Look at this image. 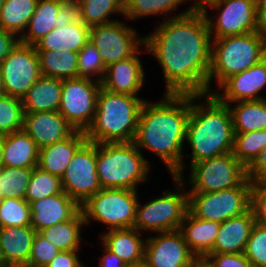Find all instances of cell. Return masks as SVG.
Returning <instances> with one entry per match:
<instances>
[{
    "mask_svg": "<svg viewBox=\"0 0 266 267\" xmlns=\"http://www.w3.org/2000/svg\"><path fill=\"white\" fill-rule=\"evenodd\" d=\"M156 26L144 45L162 68L164 93H208L212 37L204 13L192 10Z\"/></svg>",
    "mask_w": 266,
    "mask_h": 267,
    "instance_id": "6da1fadb",
    "label": "cell"
},
{
    "mask_svg": "<svg viewBox=\"0 0 266 267\" xmlns=\"http://www.w3.org/2000/svg\"><path fill=\"white\" fill-rule=\"evenodd\" d=\"M189 116L190 94L170 93L158 102L145 100L139 114L133 143L141 152L146 149L157 155L171 176H185L183 148Z\"/></svg>",
    "mask_w": 266,
    "mask_h": 267,
    "instance_id": "7a4b0ae2",
    "label": "cell"
},
{
    "mask_svg": "<svg viewBox=\"0 0 266 267\" xmlns=\"http://www.w3.org/2000/svg\"><path fill=\"white\" fill-rule=\"evenodd\" d=\"M200 99H204V102ZM186 141L191 148V154L183 155L191 158L188 166L231 153L234 145V129L228 105L211 93L190 94Z\"/></svg>",
    "mask_w": 266,
    "mask_h": 267,
    "instance_id": "3957f363",
    "label": "cell"
},
{
    "mask_svg": "<svg viewBox=\"0 0 266 267\" xmlns=\"http://www.w3.org/2000/svg\"><path fill=\"white\" fill-rule=\"evenodd\" d=\"M146 99L110 92L101 87L87 141L94 143H131L134 141L139 114Z\"/></svg>",
    "mask_w": 266,
    "mask_h": 267,
    "instance_id": "277c9868",
    "label": "cell"
},
{
    "mask_svg": "<svg viewBox=\"0 0 266 267\" xmlns=\"http://www.w3.org/2000/svg\"><path fill=\"white\" fill-rule=\"evenodd\" d=\"M150 169V162L133 142L97 143L96 170L104 189L138 191V184L149 181Z\"/></svg>",
    "mask_w": 266,
    "mask_h": 267,
    "instance_id": "5b68a950",
    "label": "cell"
},
{
    "mask_svg": "<svg viewBox=\"0 0 266 267\" xmlns=\"http://www.w3.org/2000/svg\"><path fill=\"white\" fill-rule=\"evenodd\" d=\"M266 33L254 31L245 35L212 38L208 93L211 82L219 87L227 78L239 74L264 58ZM217 81V82H216Z\"/></svg>",
    "mask_w": 266,
    "mask_h": 267,
    "instance_id": "8992f818",
    "label": "cell"
},
{
    "mask_svg": "<svg viewBox=\"0 0 266 267\" xmlns=\"http://www.w3.org/2000/svg\"><path fill=\"white\" fill-rule=\"evenodd\" d=\"M175 191L164 190L163 195L143 205L138 200L134 228L140 233H160L180 228L188 211V191L184 180L171 176Z\"/></svg>",
    "mask_w": 266,
    "mask_h": 267,
    "instance_id": "52a82bcc",
    "label": "cell"
},
{
    "mask_svg": "<svg viewBox=\"0 0 266 267\" xmlns=\"http://www.w3.org/2000/svg\"><path fill=\"white\" fill-rule=\"evenodd\" d=\"M138 199L136 190L102 188L80 208L87 225L96 220L108 226L107 230L131 228L134 227Z\"/></svg>",
    "mask_w": 266,
    "mask_h": 267,
    "instance_id": "ba28073f",
    "label": "cell"
},
{
    "mask_svg": "<svg viewBox=\"0 0 266 267\" xmlns=\"http://www.w3.org/2000/svg\"><path fill=\"white\" fill-rule=\"evenodd\" d=\"M253 186L247 178L237 187L211 193H188V209L197 218L218 223L239 217L251 207Z\"/></svg>",
    "mask_w": 266,
    "mask_h": 267,
    "instance_id": "9c48e42d",
    "label": "cell"
},
{
    "mask_svg": "<svg viewBox=\"0 0 266 267\" xmlns=\"http://www.w3.org/2000/svg\"><path fill=\"white\" fill-rule=\"evenodd\" d=\"M188 193H211L240 186L247 179V169L233 153L202 160L189 166ZM188 181V182H187Z\"/></svg>",
    "mask_w": 266,
    "mask_h": 267,
    "instance_id": "30bf717a",
    "label": "cell"
},
{
    "mask_svg": "<svg viewBox=\"0 0 266 267\" xmlns=\"http://www.w3.org/2000/svg\"><path fill=\"white\" fill-rule=\"evenodd\" d=\"M209 8L219 12L216 11L217 13L211 16ZM202 12L206 17L212 38L239 36L260 31L257 23L256 0H217L207 5Z\"/></svg>",
    "mask_w": 266,
    "mask_h": 267,
    "instance_id": "8fae6325",
    "label": "cell"
},
{
    "mask_svg": "<svg viewBox=\"0 0 266 267\" xmlns=\"http://www.w3.org/2000/svg\"><path fill=\"white\" fill-rule=\"evenodd\" d=\"M101 82L90 78L64 79L59 112L79 131L92 125Z\"/></svg>",
    "mask_w": 266,
    "mask_h": 267,
    "instance_id": "7c38bea8",
    "label": "cell"
},
{
    "mask_svg": "<svg viewBox=\"0 0 266 267\" xmlns=\"http://www.w3.org/2000/svg\"><path fill=\"white\" fill-rule=\"evenodd\" d=\"M97 143L85 141L74 153L61 177L63 191L82 205L102 189L96 170Z\"/></svg>",
    "mask_w": 266,
    "mask_h": 267,
    "instance_id": "4fadbf2b",
    "label": "cell"
},
{
    "mask_svg": "<svg viewBox=\"0 0 266 267\" xmlns=\"http://www.w3.org/2000/svg\"><path fill=\"white\" fill-rule=\"evenodd\" d=\"M127 22L115 20L90 27V41L98 49L105 66L133 56L145 47L144 36Z\"/></svg>",
    "mask_w": 266,
    "mask_h": 267,
    "instance_id": "5bb4252c",
    "label": "cell"
},
{
    "mask_svg": "<svg viewBox=\"0 0 266 267\" xmlns=\"http://www.w3.org/2000/svg\"><path fill=\"white\" fill-rule=\"evenodd\" d=\"M0 65L6 95L21 99L42 76L36 48L21 42Z\"/></svg>",
    "mask_w": 266,
    "mask_h": 267,
    "instance_id": "9a60e30c",
    "label": "cell"
},
{
    "mask_svg": "<svg viewBox=\"0 0 266 267\" xmlns=\"http://www.w3.org/2000/svg\"><path fill=\"white\" fill-rule=\"evenodd\" d=\"M156 234L146 238L144 262L149 267H195L197 257L179 229Z\"/></svg>",
    "mask_w": 266,
    "mask_h": 267,
    "instance_id": "2e32d148",
    "label": "cell"
},
{
    "mask_svg": "<svg viewBox=\"0 0 266 267\" xmlns=\"http://www.w3.org/2000/svg\"><path fill=\"white\" fill-rule=\"evenodd\" d=\"M219 88L221 90H212V94L227 105L232 102L266 99V96L260 94L266 88V61L262 59L247 70L227 78Z\"/></svg>",
    "mask_w": 266,
    "mask_h": 267,
    "instance_id": "e0dca14e",
    "label": "cell"
},
{
    "mask_svg": "<svg viewBox=\"0 0 266 267\" xmlns=\"http://www.w3.org/2000/svg\"><path fill=\"white\" fill-rule=\"evenodd\" d=\"M23 130L39 149L65 140L76 131L59 111L24 112Z\"/></svg>",
    "mask_w": 266,
    "mask_h": 267,
    "instance_id": "ac0fdd59",
    "label": "cell"
},
{
    "mask_svg": "<svg viewBox=\"0 0 266 267\" xmlns=\"http://www.w3.org/2000/svg\"><path fill=\"white\" fill-rule=\"evenodd\" d=\"M141 48L131 57L106 67L101 87L114 93L138 96L145 85Z\"/></svg>",
    "mask_w": 266,
    "mask_h": 267,
    "instance_id": "d6986e66",
    "label": "cell"
},
{
    "mask_svg": "<svg viewBox=\"0 0 266 267\" xmlns=\"http://www.w3.org/2000/svg\"><path fill=\"white\" fill-rule=\"evenodd\" d=\"M80 209V205L64 191L47 196L30 203L31 226L39 233L54 224L70 220Z\"/></svg>",
    "mask_w": 266,
    "mask_h": 267,
    "instance_id": "ffe728a7",
    "label": "cell"
},
{
    "mask_svg": "<svg viewBox=\"0 0 266 267\" xmlns=\"http://www.w3.org/2000/svg\"><path fill=\"white\" fill-rule=\"evenodd\" d=\"M255 224L251 208L239 217L223 221L210 253H244Z\"/></svg>",
    "mask_w": 266,
    "mask_h": 267,
    "instance_id": "44dd1931",
    "label": "cell"
},
{
    "mask_svg": "<svg viewBox=\"0 0 266 267\" xmlns=\"http://www.w3.org/2000/svg\"><path fill=\"white\" fill-rule=\"evenodd\" d=\"M142 234L134 227L110 229L102 232L100 240L129 266L144 261L146 238Z\"/></svg>",
    "mask_w": 266,
    "mask_h": 267,
    "instance_id": "7402d4cb",
    "label": "cell"
},
{
    "mask_svg": "<svg viewBox=\"0 0 266 267\" xmlns=\"http://www.w3.org/2000/svg\"><path fill=\"white\" fill-rule=\"evenodd\" d=\"M220 224L197 218L188 209L179 230L190 251L197 258H205L214 247Z\"/></svg>",
    "mask_w": 266,
    "mask_h": 267,
    "instance_id": "603a6c76",
    "label": "cell"
},
{
    "mask_svg": "<svg viewBox=\"0 0 266 267\" xmlns=\"http://www.w3.org/2000/svg\"><path fill=\"white\" fill-rule=\"evenodd\" d=\"M86 140V133L76 130L65 140L39 149L37 167L61 178L74 153Z\"/></svg>",
    "mask_w": 266,
    "mask_h": 267,
    "instance_id": "cb8c5ba5",
    "label": "cell"
},
{
    "mask_svg": "<svg viewBox=\"0 0 266 267\" xmlns=\"http://www.w3.org/2000/svg\"><path fill=\"white\" fill-rule=\"evenodd\" d=\"M90 41V27L80 19L64 27L54 28L49 34L38 41L36 51L79 52Z\"/></svg>",
    "mask_w": 266,
    "mask_h": 267,
    "instance_id": "d4e9b609",
    "label": "cell"
},
{
    "mask_svg": "<svg viewBox=\"0 0 266 267\" xmlns=\"http://www.w3.org/2000/svg\"><path fill=\"white\" fill-rule=\"evenodd\" d=\"M36 230L32 226L0 228V246L6 265L28 267Z\"/></svg>",
    "mask_w": 266,
    "mask_h": 267,
    "instance_id": "484cf974",
    "label": "cell"
},
{
    "mask_svg": "<svg viewBox=\"0 0 266 267\" xmlns=\"http://www.w3.org/2000/svg\"><path fill=\"white\" fill-rule=\"evenodd\" d=\"M2 158L4 167L35 168L38 166L39 148L24 130H20L3 135Z\"/></svg>",
    "mask_w": 266,
    "mask_h": 267,
    "instance_id": "4316f807",
    "label": "cell"
},
{
    "mask_svg": "<svg viewBox=\"0 0 266 267\" xmlns=\"http://www.w3.org/2000/svg\"><path fill=\"white\" fill-rule=\"evenodd\" d=\"M63 80L41 76L22 98L24 112L58 111Z\"/></svg>",
    "mask_w": 266,
    "mask_h": 267,
    "instance_id": "83f0119b",
    "label": "cell"
},
{
    "mask_svg": "<svg viewBox=\"0 0 266 267\" xmlns=\"http://www.w3.org/2000/svg\"><path fill=\"white\" fill-rule=\"evenodd\" d=\"M60 5L61 0H38L36 10L20 37V42L34 46L54 28H58Z\"/></svg>",
    "mask_w": 266,
    "mask_h": 267,
    "instance_id": "f1b7e54d",
    "label": "cell"
},
{
    "mask_svg": "<svg viewBox=\"0 0 266 267\" xmlns=\"http://www.w3.org/2000/svg\"><path fill=\"white\" fill-rule=\"evenodd\" d=\"M231 104H228V107L232 116L234 133L266 130V99Z\"/></svg>",
    "mask_w": 266,
    "mask_h": 267,
    "instance_id": "f546056e",
    "label": "cell"
},
{
    "mask_svg": "<svg viewBox=\"0 0 266 267\" xmlns=\"http://www.w3.org/2000/svg\"><path fill=\"white\" fill-rule=\"evenodd\" d=\"M86 225L81 209L70 219L54 224L39 233L59 250H80L82 227Z\"/></svg>",
    "mask_w": 266,
    "mask_h": 267,
    "instance_id": "4dcf8cb0",
    "label": "cell"
},
{
    "mask_svg": "<svg viewBox=\"0 0 266 267\" xmlns=\"http://www.w3.org/2000/svg\"><path fill=\"white\" fill-rule=\"evenodd\" d=\"M42 76L57 79L78 77V53L65 51H37Z\"/></svg>",
    "mask_w": 266,
    "mask_h": 267,
    "instance_id": "1f68e13d",
    "label": "cell"
},
{
    "mask_svg": "<svg viewBox=\"0 0 266 267\" xmlns=\"http://www.w3.org/2000/svg\"><path fill=\"white\" fill-rule=\"evenodd\" d=\"M188 0H124V15L123 18L130 20L141 19L143 17H150L164 14L165 19L180 17L192 11L191 7L187 10L176 13L172 16L173 11H177L180 5ZM169 17L166 18V16Z\"/></svg>",
    "mask_w": 266,
    "mask_h": 267,
    "instance_id": "d6a6232c",
    "label": "cell"
},
{
    "mask_svg": "<svg viewBox=\"0 0 266 267\" xmlns=\"http://www.w3.org/2000/svg\"><path fill=\"white\" fill-rule=\"evenodd\" d=\"M37 3L38 0H5L0 11V28L20 38L36 10Z\"/></svg>",
    "mask_w": 266,
    "mask_h": 267,
    "instance_id": "836d02e7",
    "label": "cell"
},
{
    "mask_svg": "<svg viewBox=\"0 0 266 267\" xmlns=\"http://www.w3.org/2000/svg\"><path fill=\"white\" fill-rule=\"evenodd\" d=\"M79 19L88 27L110 23L117 13L124 15V0H79Z\"/></svg>",
    "mask_w": 266,
    "mask_h": 267,
    "instance_id": "e575fe53",
    "label": "cell"
},
{
    "mask_svg": "<svg viewBox=\"0 0 266 267\" xmlns=\"http://www.w3.org/2000/svg\"><path fill=\"white\" fill-rule=\"evenodd\" d=\"M266 145V130L234 133L233 155L247 169Z\"/></svg>",
    "mask_w": 266,
    "mask_h": 267,
    "instance_id": "d590c367",
    "label": "cell"
},
{
    "mask_svg": "<svg viewBox=\"0 0 266 267\" xmlns=\"http://www.w3.org/2000/svg\"><path fill=\"white\" fill-rule=\"evenodd\" d=\"M34 168H0V190L2 198L25 199L27 187Z\"/></svg>",
    "mask_w": 266,
    "mask_h": 267,
    "instance_id": "8d00e7d4",
    "label": "cell"
},
{
    "mask_svg": "<svg viewBox=\"0 0 266 267\" xmlns=\"http://www.w3.org/2000/svg\"><path fill=\"white\" fill-rule=\"evenodd\" d=\"M63 192L61 178L35 167L30 177L25 200L30 204Z\"/></svg>",
    "mask_w": 266,
    "mask_h": 267,
    "instance_id": "74e56055",
    "label": "cell"
},
{
    "mask_svg": "<svg viewBox=\"0 0 266 267\" xmlns=\"http://www.w3.org/2000/svg\"><path fill=\"white\" fill-rule=\"evenodd\" d=\"M24 109L22 99L10 95L0 97V135L23 130Z\"/></svg>",
    "mask_w": 266,
    "mask_h": 267,
    "instance_id": "f35d334b",
    "label": "cell"
},
{
    "mask_svg": "<svg viewBox=\"0 0 266 267\" xmlns=\"http://www.w3.org/2000/svg\"><path fill=\"white\" fill-rule=\"evenodd\" d=\"M16 226H31L30 204L25 199H2L0 202V228Z\"/></svg>",
    "mask_w": 266,
    "mask_h": 267,
    "instance_id": "ab89813d",
    "label": "cell"
},
{
    "mask_svg": "<svg viewBox=\"0 0 266 267\" xmlns=\"http://www.w3.org/2000/svg\"><path fill=\"white\" fill-rule=\"evenodd\" d=\"M105 70L106 66L98 49L89 41L78 52V77L90 78L101 82L105 75Z\"/></svg>",
    "mask_w": 266,
    "mask_h": 267,
    "instance_id": "60d3db41",
    "label": "cell"
},
{
    "mask_svg": "<svg viewBox=\"0 0 266 267\" xmlns=\"http://www.w3.org/2000/svg\"><path fill=\"white\" fill-rule=\"evenodd\" d=\"M252 267H266V228L255 224L244 252Z\"/></svg>",
    "mask_w": 266,
    "mask_h": 267,
    "instance_id": "b9f144b4",
    "label": "cell"
},
{
    "mask_svg": "<svg viewBox=\"0 0 266 267\" xmlns=\"http://www.w3.org/2000/svg\"><path fill=\"white\" fill-rule=\"evenodd\" d=\"M60 251L37 232L33 238L28 267H46Z\"/></svg>",
    "mask_w": 266,
    "mask_h": 267,
    "instance_id": "7bdbcfd3",
    "label": "cell"
},
{
    "mask_svg": "<svg viewBox=\"0 0 266 267\" xmlns=\"http://www.w3.org/2000/svg\"><path fill=\"white\" fill-rule=\"evenodd\" d=\"M255 223L266 228V183L253 186L251 192V207Z\"/></svg>",
    "mask_w": 266,
    "mask_h": 267,
    "instance_id": "ee69618b",
    "label": "cell"
},
{
    "mask_svg": "<svg viewBox=\"0 0 266 267\" xmlns=\"http://www.w3.org/2000/svg\"><path fill=\"white\" fill-rule=\"evenodd\" d=\"M205 258L214 267H252L244 253H209Z\"/></svg>",
    "mask_w": 266,
    "mask_h": 267,
    "instance_id": "f6af8a7d",
    "label": "cell"
},
{
    "mask_svg": "<svg viewBox=\"0 0 266 267\" xmlns=\"http://www.w3.org/2000/svg\"><path fill=\"white\" fill-rule=\"evenodd\" d=\"M247 178L254 184L266 183V145L247 168Z\"/></svg>",
    "mask_w": 266,
    "mask_h": 267,
    "instance_id": "bcb514c9",
    "label": "cell"
},
{
    "mask_svg": "<svg viewBox=\"0 0 266 267\" xmlns=\"http://www.w3.org/2000/svg\"><path fill=\"white\" fill-rule=\"evenodd\" d=\"M79 250L60 251L46 267H88L80 261Z\"/></svg>",
    "mask_w": 266,
    "mask_h": 267,
    "instance_id": "7dc6e473",
    "label": "cell"
},
{
    "mask_svg": "<svg viewBox=\"0 0 266 267\" xmlns=\"http://www.w3.org/2000/svg\"><path fill=\"white\" fill-rule=\"evenodd\" d=\"M59 27H64L79 20L78 1H62L58 11Z\"/></svg>",
    "mask_w": 266,
    "mask_h": 267,
    "instance_id": "c3c4849f",
    "label": "cell"
},
{
    "mask_svg": "<svg viewBox=\"0 0 266 267\" xmlns=\"http://www.w3.org/2000/svg\"><path fill=\"white\" fill-rule=\"evenodd\" d=\"M19 42L20 38L17 35L0 28V63Z\"/></svg>",
    "mask_w": 266,
    "mask_h": 267,
    "instance_id": "681fc988",
    "label": "cell"
},
{
    "mask_svg": "<svg viewBox=\"0 0 266 267\" xmlns=\"http://www.w3.org/2000/svg\"><path fill=\"white\" fill-rule=\"evenodd\" d=\"M101 247L104 254L102 257H99V267H128V265H126L117 255L109 251L103 244Z\"/></svg>",
    "mask_w": 266,
    "mask_h": 267,
    "instance_id": "f907efd6",
    "label": "cell"
},
{
    "mask_svg": "<svg viewBox=\"0 0 266 267\" xmlns=\"http://www.w3.org/2000/svg\"><path fill=\"white\" fill-rule=\"evenodd\" d=\"M256 10L259 29L266 33V0H256Z\"/></svg>",
    "mask_w": 266,
    "mask_h": 267,
    "instance_id": "816d5d0a",
    "label": "cell"
},
{
    "mask_svg": "<svg viewBox=\"0 0 266 267\" xmlns=\"http://www.w3.org/2000/svg\"><path fill=\"white\" fill-rule=\"evenodd\" d=\"M191 1V0H188ZM217 1V0H193L190 3H192L190 5L192 10H198V11H202L207 5H209L210 3Z\"/></svg>",
    "mask_w": 266,
    "mask_h": 267,
    "instance_id": "f5cc1de1",
    "label": "cell"
},
{
    "mask_svg": "<svg viewBox=\"0 0 266 267\" xmlns=\"http://www.w3.org/2000/svg\"><path fill=\"white\" fill-rule=\"evenodd\" d=\"M195 267H214L206 258H197Z\"/></svg>",
    "mask_w": 266,
    "mask_h": 267,
    "instance_id": "db71d44e",
    "label": "cell"
},
{
    "mask_svg": "<svg viewBox=\"0 0 266 267\" xmlns=\"http://www.w3.org/2000/svg\"><path fill=\"white\" fill-rule=\"evenodd\" d=\"M6 94L3 81H2V70H1V65H0V97L4 96Z\"/></svg>",
    "mask_w": 266,
    "mask_h": 267,
    "instance_id": "11a10c76",
    "label": "cell"
},
{
    "mask_svg": "<svg viewBox=\"0 0 266 267\" xmlns=\"http://www.w3.org/2000/svg\"><path fill=\"white\" fill-rule=\"evenodd\" d=\"M2 150H3V136L0 135V168L3 166Z\"/></svg>",
    "mask_w": 266,
    "mask_h": 267,
    "instance_id": "9f6ffc18",
    "label": "cell"
},
{
    "mask_svg": "<svg viewBox=\"0 0 266 267\" xmlns=\"http://www.w3.org/2000/svg\"><path fill=\"white\" fill-rule=\"evenodd\" d=\"M128 267H149V266L144 261H142L137 264L129 265Z\"/></svg>",
    "mask_w": 266,
    "mask_h": 267,
    "instance_id": "6f0895ef",
    "label": "cell"
},
{
    "mask_svg": "<svg viewBox=\"0 0 266 267\" xmlns=\"http://www.w3.org/2000/svg\"><path fill=\"white\" fill-rule=\"evenodd\" d=\"M5 265H6L5 264V260H4L2 249H1V246H0V267H3Z\"/></svg>",
    "mask_w": 266,
    "mask_h": 267,
    "instance_id": "680465c9",
    "label": "cell"
},
{
    "mask_svg": "<svg viewBox=\"0 0 266 267\" xmlns=\"http://www.w3.org/2000/svg\"><path fill=\"white\" fill-rule=\"evenodd\" d=\"M3 267H25V266H19V265H5Z\"/></svg>",
    "mask_w": 266,
    "mask_h": 267,
    "instance_id": "91938a15",
    "label": "cell"
},
{
    "mask_svg": "<svg viewBox=\"0 0 266 267\" xmlns=\"http://www.w3.org/2000/svg\"><path fill=\"white\" fill-rule=\"evenodd\" d=\"M263 59L266 61V42H265V46H264V58Z\"/></svg>",
    "mask_w": 266,
    "mask_h": 267,
    "instance_id": "94428289",
    "label": "cell"
},
{
    "mask_svg": "<svg viewBox=\"0 0 266 267\" xmlns=\"http://www.w3.org/2000/svg\"><path fill=\"white\" fill-rule=\"evenodd\" d=\"M5 0H0V11Z\"/></svg>",
    "mask_w": 266,
    "mask_h": 267,
    "instance_id": "6125c7cd",
    "label": "cell"
},
{
    "mask_svg": "<svg viewBox=\"0 0 266 267\" xmlns=\"http://www.w3.org/2000/svg\"><path fill=\"white\" fill-rule=\"evenodd\" d=\"M2 193H1V190H0V202L2 201Z\"/></svg>",
    "mask_w": 266,
    "mask_h": 267,
    "instance_id": "be15d7a7",
    "label": "cell"
},
{
    "mask_svg": "<svg viewBox=\"0 0 266 267\" xmlns=\"http://www.w3.org/2000/svg\"><path fill=\"white\" fill-rule=\"evenodd\" d=\"M62 1H79V0H62Z\"/></svg>",
    "mask_w": 266,
    "mask_h": 267,
    "instance_id": "e7e4bbea",
    "label": "cell"
}]
</instances>
